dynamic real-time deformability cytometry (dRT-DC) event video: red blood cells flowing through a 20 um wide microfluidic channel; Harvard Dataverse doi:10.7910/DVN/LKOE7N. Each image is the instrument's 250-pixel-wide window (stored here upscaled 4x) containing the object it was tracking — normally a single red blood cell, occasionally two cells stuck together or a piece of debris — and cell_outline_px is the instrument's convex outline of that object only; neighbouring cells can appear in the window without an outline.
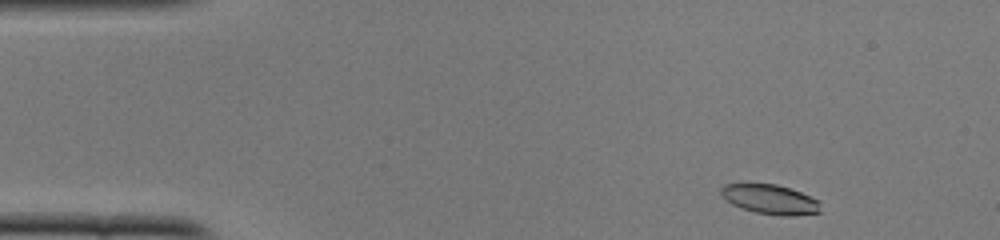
{"species": "common noctule bat (a hibernating species)", "species_latin": "Nyctalus noctula", "temperature_condition": "cold", "stored_images_in_passage": 47, "camera_frame_rate_fps": 3000, "um_per_image_px": 0.085, "animal": {"sex": "female", "body_mass_g": 22.0, "forearm_length_mm": 56.7}, "frame": {"image": 1, "passage_image": 2, "time_ms": 0.333, "image_size_px": [1000, 240], "cell_outline_px": [[820, 212], [796, 216], [780, 216], [756, 212], [740, 208], [732, 204], [720, 192], [720, 188], [724, 184], [776, 184], [800, 192], [820, 200]], "centroid_in_image_um": [65.5, 16.96], "position_along_channel_um": 19.5, "area_um2": 17.11}}
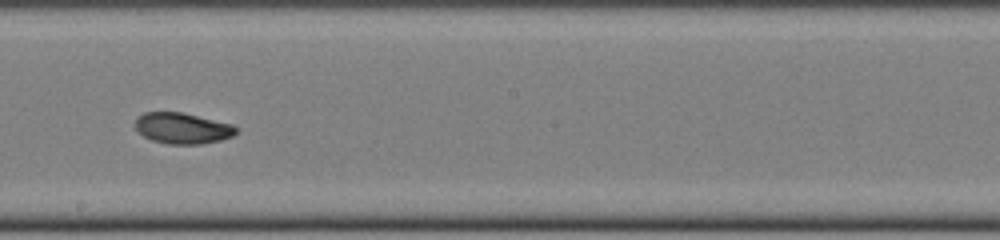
{"frame": {"image": 2, "passage_image": 25, "time_ms": 8.0, "image_size_px": [1000, 240], "cell_outline_px": [[236, 132], [232, 136], [220, 140], [200, 144], [168, 144], [152, 140], [144, 136], [136, 128], [136, 120], [144, 112], [184, 112], [232, 124], [236, 128]], "centroid_in_image_um": [15.52, 10.89], "position_along_channel_um": 232.7, "area_um2": 18.03}}
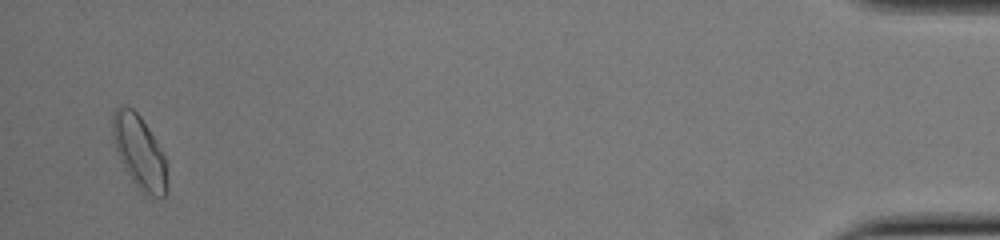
{"frame": {"image": 3, "passage_image": 46, "time_ms": 15.0, "image_size_px": [1000, 240], "cell_outline_px": [[164, 196], [152, 196], [144, 192], [132, 180], [124, 168], [120, 160], [112, 136], [112, 116], [116, 108], [120, 104], [124, 104], [132, 108], [140, 116], [156, 140], [164, 156]], "centroid_in_image_um": [11.77, 12.81], "position_along_channel_um": 423.4, "area_um2": 22.43}, "authors_computed_cell_mechanics": {"area_um2": 18.785, "velocity_mm_per_s": 3.8979, "shape_relaxation_time_tau1_ms": 3.5944, "shape_relaxation_time_tau2_ms": 3.078, "deformation_change_tau1": 0.1289, "deformation_change_tau2": 0.0706}}